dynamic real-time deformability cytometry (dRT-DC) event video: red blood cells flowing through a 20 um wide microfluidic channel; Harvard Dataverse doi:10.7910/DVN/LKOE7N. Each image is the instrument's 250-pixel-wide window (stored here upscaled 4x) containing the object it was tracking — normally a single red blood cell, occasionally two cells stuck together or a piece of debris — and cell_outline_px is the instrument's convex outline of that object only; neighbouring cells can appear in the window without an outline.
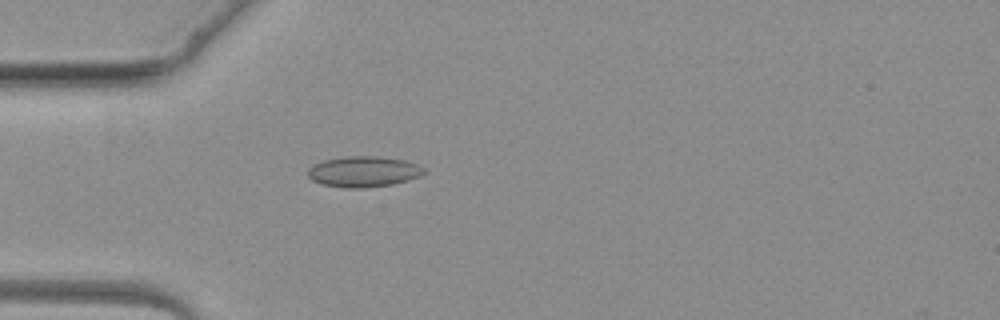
{"species": "common noctule bat (a hibernating species)", "species_latin": "Nyctalus noctula", "temperature_condition": "warm", "stored_images_in_passage": 4, "camera_frame_rate_fps": 3000, "um_per_image_px": 0.085, "animal": {"sex": "female", "body_mass_g": 19.3, "forearm_length_mm": 54.1}, "frame": {"image": 1, "passage_image": 4, "time_ms": 3.667, "image_size_px": [1000, 320], "cell_outline_px": [[424, 172], [420, 176], [408, 180], [392, 184], [364, 188], [344, 188], [320, 184], [312, 180], [308, 176], [308, 168], [312, 164], [324, 160], [344, 156], [380, 156], [404, 160], [420, 164], [424, 168]], "centroid_in_image_um": [30.88, 14.58], "position_along_channel_um": 54.1, "area_um2": 21.04}}